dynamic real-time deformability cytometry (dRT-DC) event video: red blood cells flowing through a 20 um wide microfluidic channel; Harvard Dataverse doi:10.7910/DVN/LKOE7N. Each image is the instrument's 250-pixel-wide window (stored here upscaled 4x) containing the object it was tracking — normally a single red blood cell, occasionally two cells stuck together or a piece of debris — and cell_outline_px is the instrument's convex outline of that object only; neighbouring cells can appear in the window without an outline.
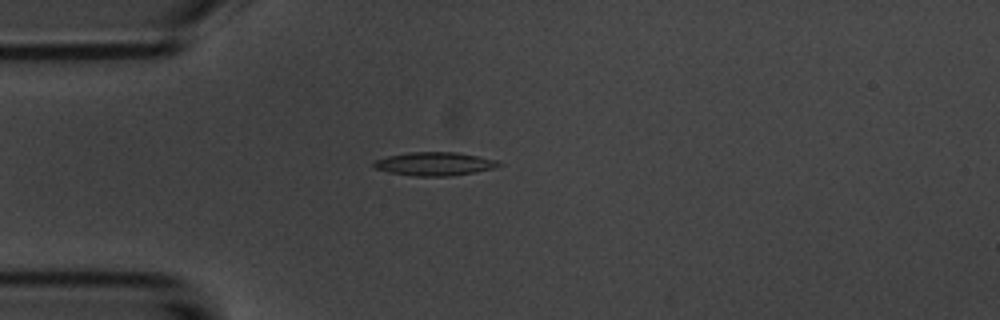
{"species": "common noctule bat (a hibernating species)", "species_latin": "Nyctalus noctula", "temperature_condition": "room temperature", "stored_images_in_passage": 4, "camera_frame_rate_fps": 3000, "um_per_image_px": 0.085, "animal": {"sex": "male", "body_mass_g": 20.1, "forearm_length_mm": 53.5}, "frame": {"image": 1, "passage_image": 2, "time_ms": 1.333, "image_size_px": [1000, 320], "cell_outline_px": [[504, 164], [492, 168], [476, 172], [452, 176], [416, 176], [388, 172], [376, 168], [372, 164], [372, 160], [388, 156], [408, 152], [456, 152], [500, 160]], "centroid_in_image_um": [36.95, 13.92], "position_along_channel_um": 48.0, "area_um2": 17.22}}